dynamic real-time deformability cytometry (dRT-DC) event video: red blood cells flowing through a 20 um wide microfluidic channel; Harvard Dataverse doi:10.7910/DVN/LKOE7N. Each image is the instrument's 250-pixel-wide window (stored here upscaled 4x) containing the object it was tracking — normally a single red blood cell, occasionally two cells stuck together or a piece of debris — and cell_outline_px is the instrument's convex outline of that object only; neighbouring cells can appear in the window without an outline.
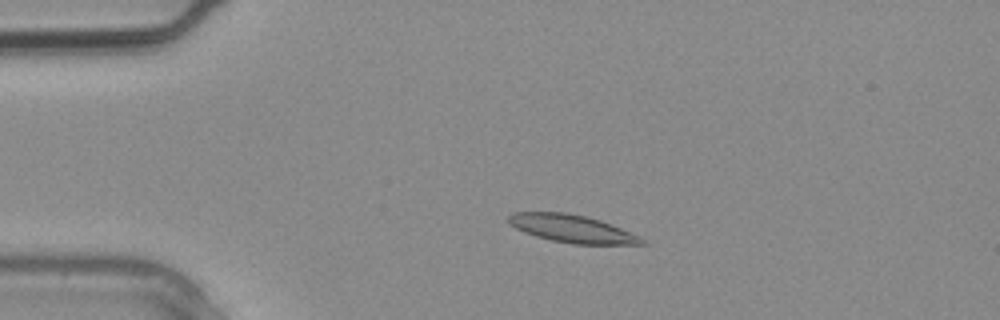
{"species": "common noctule bat (a hibernating species)", "species_latin": "Nyctalus noctula", "temperature_condition": "warm", "stored_images_in_passage": 1, "camera_frame_rate_fps": 3000, "um_per_image_px": 0.085, "animal": {"sex": "male", "body_mass_g": 20.4}, "frame": {"image": 1, "passage_image": 1, "time_ms": 0.0, "image_size_px": [1000, 320], "cell_outline_px": [[648, 244], [572, 244], [552, 240], [536, 236], [524, 232], [516, 228], [508, 220], [508, 216], [512, 212], [564, 212], [584, 216], [600, 220], [640, 236]], "centroid_in_image_um": [48.62, 19.44], "position_along_channel_um": 36.4, "area_um2": 21.27}}